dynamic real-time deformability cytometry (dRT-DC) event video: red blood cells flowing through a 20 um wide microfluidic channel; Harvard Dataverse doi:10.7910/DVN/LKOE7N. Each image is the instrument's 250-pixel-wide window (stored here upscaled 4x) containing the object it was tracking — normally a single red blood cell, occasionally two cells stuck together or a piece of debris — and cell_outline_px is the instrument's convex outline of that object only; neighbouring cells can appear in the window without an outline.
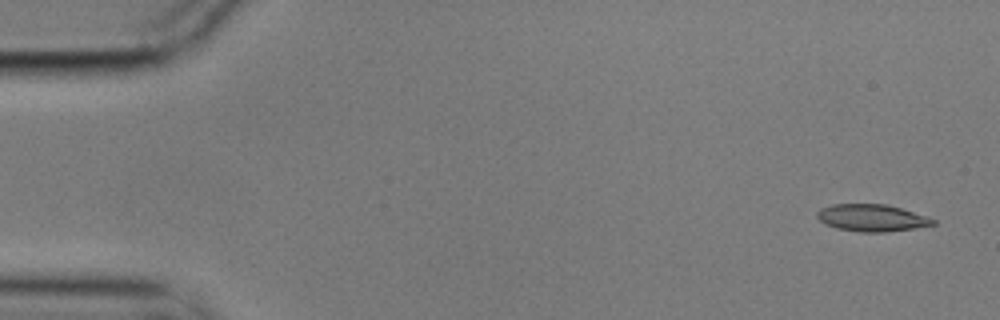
{"species": "common noctule bat (a hibernating species)", "species_latin": "Nyctalus noctula", "temperature_condition": "cold", "stored_images_in_passage": 6, "camera_frame_rate_fps": 3000, "um_per_image_px": 0.085, "animal": {"sex": "male", "body_mass_g": 17.9}, "frame": {"image": 1, "passage_image": 1, "time_ms": 0.0, "image_size_px": [1000, 320], "cell_outline_px": [[936, 224], [912, 228], [884, 232], [860, 232], [836, 228], [824, 224], [816, 216], [816, 212], [820, 208], [832, 204], [888, 204], [928, 216], [936, 220]], "centroid_in_image_um": [74.09, 18.51], "position_along_channel_um": 10.9, "area_um2": 18.38}}